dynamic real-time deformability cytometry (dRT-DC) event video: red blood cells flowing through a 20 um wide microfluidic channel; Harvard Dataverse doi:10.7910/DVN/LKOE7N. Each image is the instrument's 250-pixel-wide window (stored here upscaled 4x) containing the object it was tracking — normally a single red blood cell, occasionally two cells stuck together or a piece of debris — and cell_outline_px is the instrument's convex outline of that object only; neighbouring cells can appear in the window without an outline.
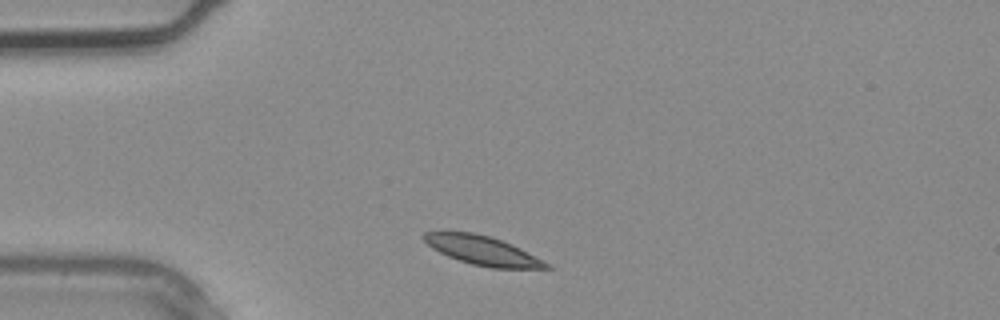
{"species": "common noctule bat (a hibernating species)", "species_latin": "Nyctalus noctula", "temperature_condition": "warm", "stored_images_in_passage": 1, "camera_frame_rate_fps": 3000, "um_per_image_px": 0.085, "animal": {"sex": "male", "body_mass_g": 20.4}, "frame": {"image": 1, "passage_image": 1, "time_ms": 0.0, "image_size_px": [1000, 320], "cell_outline_px": [[552, 268], [492, 268], [472, 264], [448, 256], [432, 248], [420, 236], [424, 232], [472, 232], [488, 236], [512, 244], [552, 264]], "centroid_in_image_um": [41.04, 21.29], "position_along_channel_um": 44.0, "area_um2": 20.52}}